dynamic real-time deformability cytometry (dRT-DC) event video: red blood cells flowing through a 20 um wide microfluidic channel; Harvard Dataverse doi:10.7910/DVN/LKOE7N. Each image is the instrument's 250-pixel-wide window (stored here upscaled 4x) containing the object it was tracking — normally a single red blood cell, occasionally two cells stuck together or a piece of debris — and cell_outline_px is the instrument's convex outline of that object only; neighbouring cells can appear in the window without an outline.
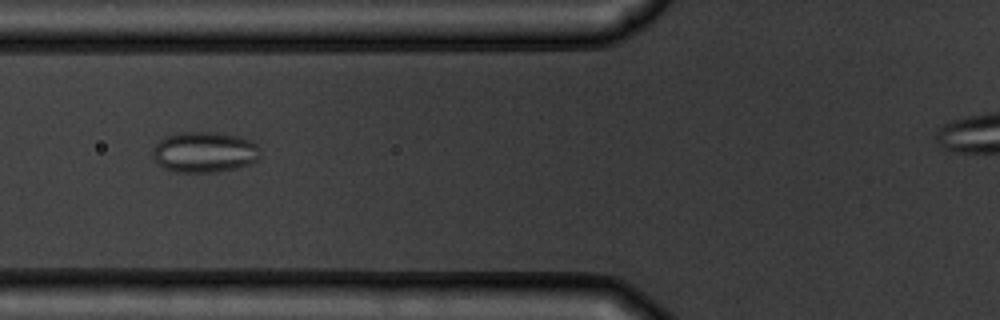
{"species": "common noctule bat (a hibernating species)", "species_latin": "Nyctalus noctula", "temperature_condition": "warm", "stored_images_in_passage": 6, "camera_frame_rate_fps": 3000, "um_per_image_px": 0.085, "animal": {"sex": "male", "body_mass_g": 19.5, "forearm_length_mm": 54.6}, "frame": {"image": 1, "passage_image": 2, "time_ms": 1.333, "image_size_px": [1000, 320], "cell_outline_px": [[260, 160], [236, 168], [212, 172], [176, 172], [164, 168], [152, 156], [152, 148], [160, 140], [168, 136], [180, 132], [216, 132], [240, 136], [256, 144], [260, 148]], "centroid_in_image_um": [17.4, 12.92], "position_along_channel_um": 108.4, "area_um2": 25.55}}
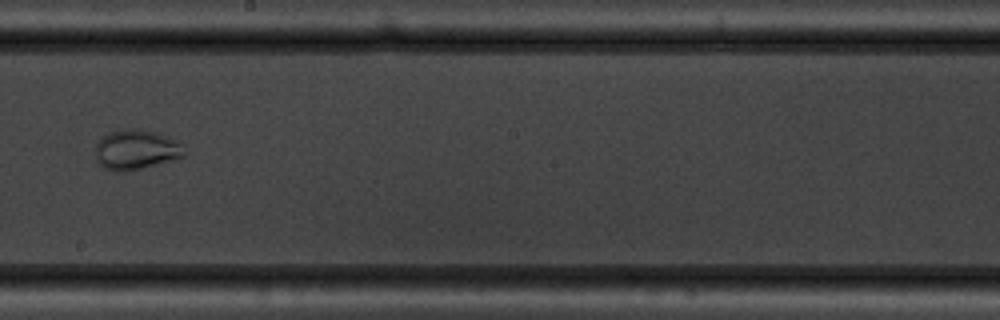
{"frame": {"image": 2, "passage_image": 5, "time_ms": 4.667, "image_size_px": [1000, 320], "cell_outline_px": [[184, 156], [140, 168], [116, 172], [104, 168], [96, 160], [96, 144], [108, 132], [128, 128], [140, 128], [176, 140], [180, 144], [184, 152]], "centroid_in_image_um": [11.51, 12.71], "position_along_channel_um": 236.7, "area_um2": 20.11}}
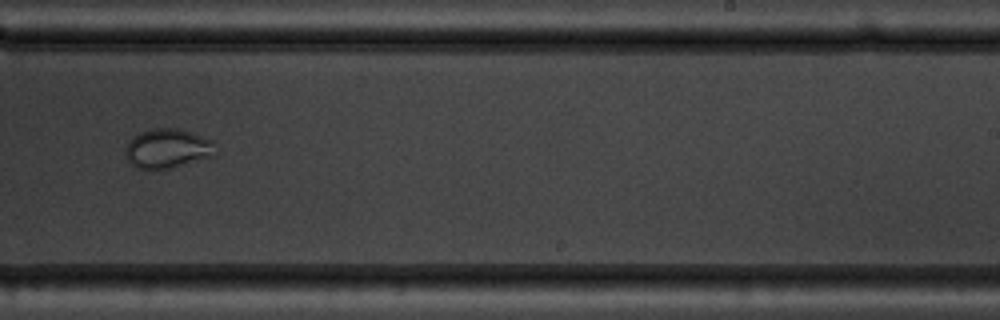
{"frame": {"image": 3, "passage_image": 6, "time_ms": 5.667, "image_size_px": [1000, 320], "cell_outline_px": [[216, 156], [172, 168], [136, 168], [128, 160], [124, 148], [140, 132], [156, 128], [176, 128], [212, 140]], "centroid_in_image_um": [14.26, 12.64], "position_along_channel_um": 274.7, "area_um2": 20.29}}